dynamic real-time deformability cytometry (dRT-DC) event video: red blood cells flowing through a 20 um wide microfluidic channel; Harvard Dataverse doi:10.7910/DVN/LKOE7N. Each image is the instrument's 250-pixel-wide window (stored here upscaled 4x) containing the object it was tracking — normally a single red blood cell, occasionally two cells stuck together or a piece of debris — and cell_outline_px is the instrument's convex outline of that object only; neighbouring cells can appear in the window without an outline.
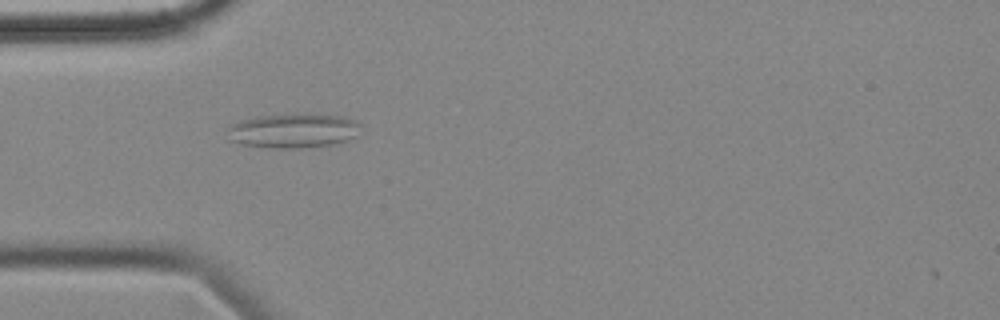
{"species": "common noctule bat (a hibernating species)", "species_latin": "Nyctalus noctula", "temperature_condition": "cold", "stored_images_in_passage": 6, "camera_frame_rate_fps": 3000, "um_per_image_px": 0.085, "animal": {"sex": "female", "body_mass_g": 18.4}, "frame": {"image": 1, "passage_image": 1, "time_ms": 0.0, "image_size_px": [1000, 320], "cell_outline_px": [[364, 124], [360, 136], [348, 140], [332, 144], [300, 148], [268, 148], [240, 144], [228, 140], [228, 128], [232, 124], [240, 120], [256, 116], [344, 116], [356, 120]], "centroid_in_image_um": [24.98, 11.15], "position_along_channel_um": 60.0, "area_um2": 26.59}}